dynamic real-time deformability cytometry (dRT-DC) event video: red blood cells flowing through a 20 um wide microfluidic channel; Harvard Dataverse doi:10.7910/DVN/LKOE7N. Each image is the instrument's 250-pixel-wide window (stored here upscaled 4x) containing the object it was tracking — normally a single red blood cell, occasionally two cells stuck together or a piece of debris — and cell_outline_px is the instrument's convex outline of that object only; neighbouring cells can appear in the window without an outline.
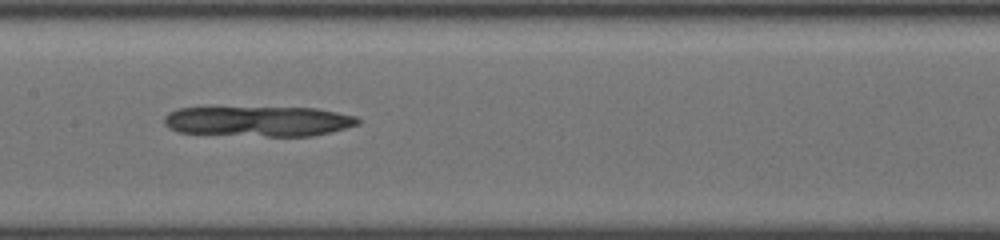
{"species": "common noctule bat (a hibernating species)", "species_latin": "Nyctalus noctula", "temperature_condition": "cold", "stored_images_in_passage": 34, "camera_frame_rate_fps": 3000, "um_per_image_px": 0.085, "animal": {"sex": "female", "body_mass_g": 19.5, "forearm_length_mm": 54.1}, "frame": {"image": 1, "passage_image": 10, "time_ms": 3.0, "image_size_px": [1000, 240], "cell_outline_px": [[360, 124], [312, 136], [268, 136], [180, 132], [168, 128], [164, 124], [164, 116], [168, 112], [176, 108], [316, 108], [356, 116], [360, 120]], "centroid_in_image_um": [21.96, 10.3], "position_along_channel_um": 185.4, "area_um2": 33.76}}